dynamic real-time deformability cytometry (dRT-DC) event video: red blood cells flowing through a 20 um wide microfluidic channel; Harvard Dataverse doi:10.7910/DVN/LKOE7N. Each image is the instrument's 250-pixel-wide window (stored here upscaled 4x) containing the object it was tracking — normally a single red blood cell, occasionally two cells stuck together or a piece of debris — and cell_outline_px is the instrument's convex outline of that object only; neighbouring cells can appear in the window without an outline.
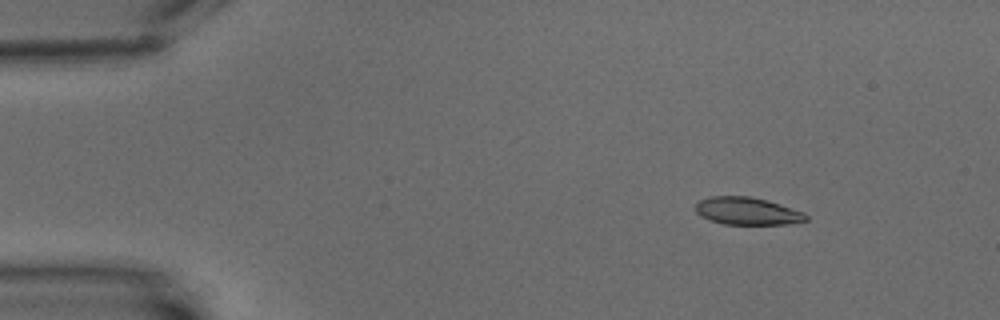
{"species": "common noctule bat (a hibernating species)", "species_latin": "Nyctalus noctula", "temperature_condition": "warm", "stored_images_in_passage": 6, "camera_frame_rate_fps": 3000, "um_per_image_px": 0.085, "animal": {"sex": "male", "body_mass_g": 15.6}, "frame": {"image": 1, "passage_image": 3, "time_ms": 2.333, "image_size_px": [1000, 320], "cell_outline_px": [[808, 220], [784, 224], [724, 224], [708, 220], [700, 216], [696, 212], [696, 204], [700, 200], [712, 196], [748, 196], [768, 200], [804, 212], [808, 216]], "centroid_in_image_um": [63.51, 17.94], "position_along_channel_um": 21.5, "area_um2": 17.69}}
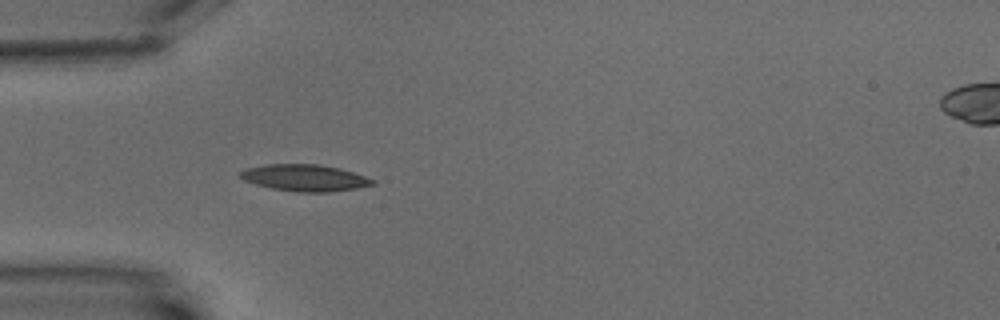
{"frame": {"image": 2, "passage_image": 6, "time_ms": 6.0, "image_size_px": [1000, 320], "cell_outline_px": [[376, 184], [356, 188], [328, 192], [296, 192], [272, 188], [256, 184], [244, 180], [240, 176], [240, 172], [244, 168], [264, 164], [320, 164], [340, 168], [376, 180]], "centroid_in_image_um": [25.9, 15.11], "position_along_channel_um": 59.1, "area_um2": 20.58}}